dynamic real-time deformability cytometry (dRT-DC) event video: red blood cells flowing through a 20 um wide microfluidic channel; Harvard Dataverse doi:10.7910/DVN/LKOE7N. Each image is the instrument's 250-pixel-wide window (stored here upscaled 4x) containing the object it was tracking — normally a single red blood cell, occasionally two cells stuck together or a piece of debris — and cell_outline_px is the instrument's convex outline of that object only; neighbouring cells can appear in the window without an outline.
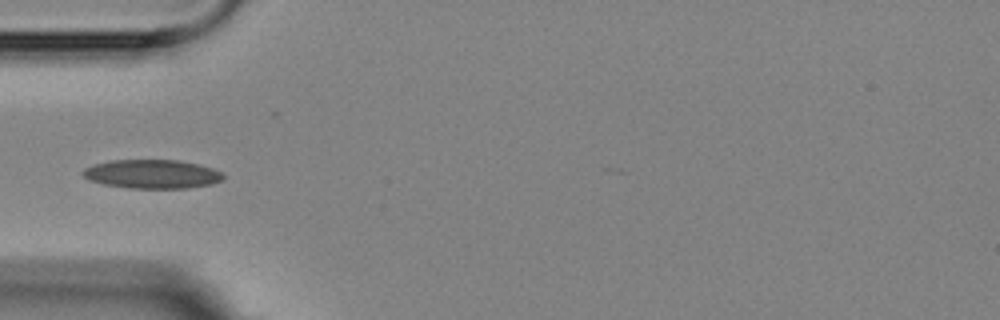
{"species": "Egyptian fruit bat (a non-hibernating species)", "species_latin": "Rousettus aegyptiacus", "temperature_condition": "room temperature", "stored_images_in_passage": 6, "camera_frame_rate_fps": 3000, "um_per_image_px": 0.085, "animal": {"sex": "female"}, "frame": {"image": 1, "passage_image": 4, "time_ms": 3.333, "image_size_px": [1000, 320], "cell_outline_px": [[224, 180], [212, 184], [188, 188], [128, 188], [104, 184], [88, 180], [80, 172], [84, 168], [96, 164], [112, 160], [176, 160], [196, 164], [212, 168], [220, 172], [224, 176]], "centroid_in_image_um": [12.92, 14.8], "position_along_channel_um": 72.1, "area_um2": 23.52}}
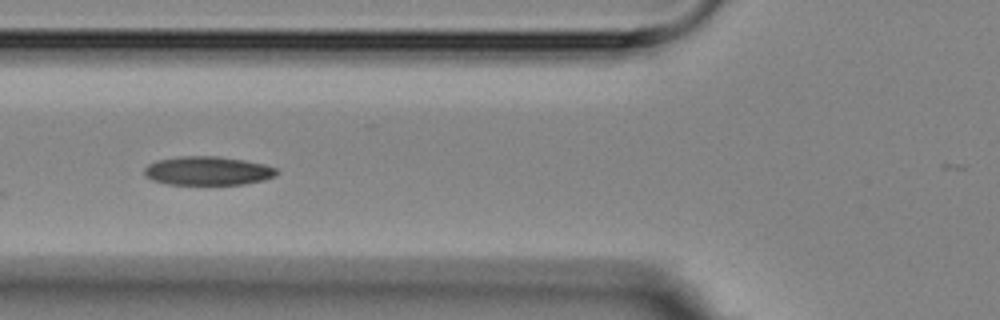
{"frame": {"image": 2, "passage_image": 5, "time_ms": 4.333, "image_size_px": [1000, 320], "cell_outline_px": [[280, 172], [276, 176], [264, 180], [244, 184], [168, 184], [152, 180], [144, 176], [144, 168], [148, 164], [156, 160], [180, 156], [216, 156], [244, 160], [264, 164], [276, 168]], "centroid_in_image_um": [17.66, 14.52], "position_along_channel_um": 108.1, "area_um2": 22.31}}
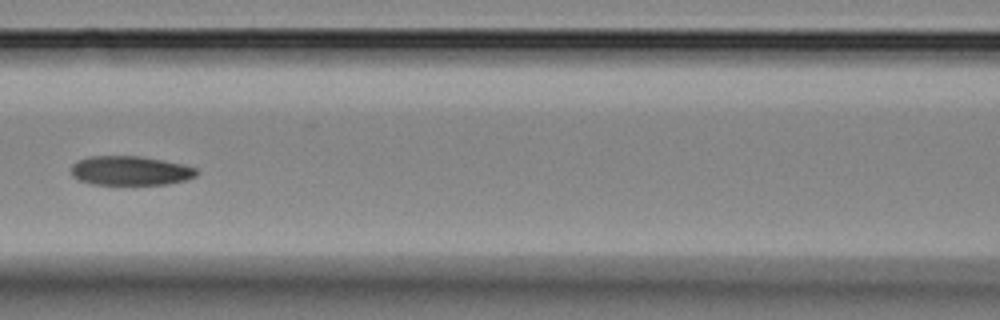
{"frame": {"image": 3, "passage_image": 6, "time_ms": 5.667, "image_size_px": [1000, 320], "cell_outline_px": [[200, 172], [196, 176], [184, 180], [168, 184], [92, 184], [80, 180], [72, 176], [72, 164], [80, 160], [92, 156], [140, 156], [184, 164], [196, 168]], "centroid_in_image_um": [11.12, 14.51], "position_along_channel_um": 155.5, "area_um2": 21.27}}